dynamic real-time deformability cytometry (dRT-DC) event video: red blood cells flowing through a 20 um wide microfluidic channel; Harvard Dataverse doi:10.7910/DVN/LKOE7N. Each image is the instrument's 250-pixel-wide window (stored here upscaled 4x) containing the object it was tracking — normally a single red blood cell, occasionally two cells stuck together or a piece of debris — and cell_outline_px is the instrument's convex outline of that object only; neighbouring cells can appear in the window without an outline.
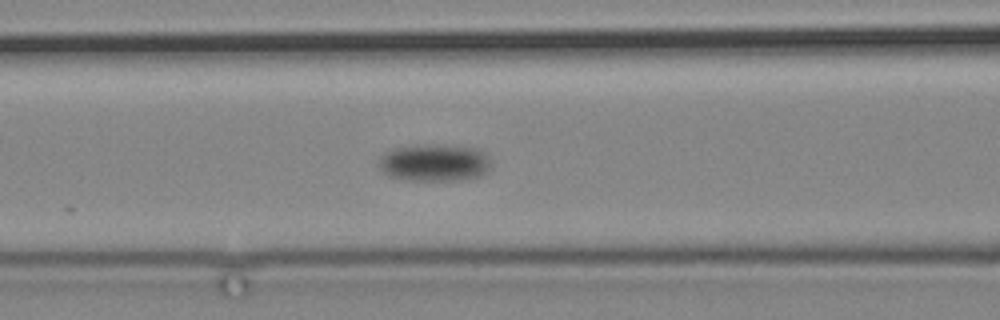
{"species": "common noctule bat (a hibernating species)", "species_latin": "Nyctalus noctula", "temperature_condition": "cold", "stored_images_in_passage": 5, "camera_frame_rate_fps": 3000, "um_per_image_px": 0.085, "animal": {"sex": "male", "body_mass_g": 19.2, "forearm_length_mm": 51.8}, "frame": {"image": 1, "passage_image": 5, "time_ms": 5.333, "image_size_px": [1000, 320], "cell_outline_px": [[492, 164], [488, 172], [480, 176], [460, 180], [412, 180], [392, 176], [384, 172], [380, 168], [380, 156], [384, 152], [396, 148], [436, 144], [476, 148], [484, 152], [488, 156]], "centroid_in_image_um": [37.0, 13.83], "position_along_channel_um": 129.6, "area_um2": 24.16}}